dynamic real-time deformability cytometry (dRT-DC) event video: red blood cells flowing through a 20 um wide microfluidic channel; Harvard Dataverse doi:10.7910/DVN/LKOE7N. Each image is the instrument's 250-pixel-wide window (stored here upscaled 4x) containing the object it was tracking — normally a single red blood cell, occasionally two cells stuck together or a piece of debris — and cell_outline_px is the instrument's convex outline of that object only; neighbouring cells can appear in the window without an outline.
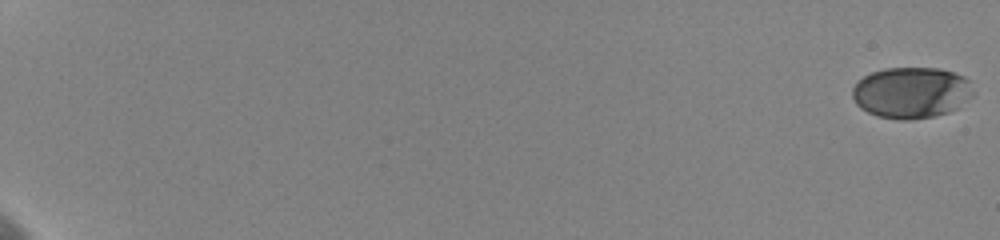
{"species": "human", "species_latin": "Homo sapiens", "temperature_condition": "cold", "stored_images_in_passage": 4, "camera_frame_rate_fps": 3000, "um_per_image_px": 0.085, "donor": {"sex": "female"}, "frame": {"image": 1, "passage_image": 1, "time_ms": 0.0, "image_size_px": [1000, 240], "cell_outline_px": [[976, 92], [960, 108], [948, 112], [932, 116], [912, 120], [900, 120], [876, 116], [860, 108], [856, 104], [852, 96], [852, 88], [864, 76], [872, 72], [884, 68], [940, 68], [964, 76], [968, 80]], "centroid_in_image_um": [77.49, 7.88], "position_along_channel_um": 7.5, "area_um2": 36.41}}